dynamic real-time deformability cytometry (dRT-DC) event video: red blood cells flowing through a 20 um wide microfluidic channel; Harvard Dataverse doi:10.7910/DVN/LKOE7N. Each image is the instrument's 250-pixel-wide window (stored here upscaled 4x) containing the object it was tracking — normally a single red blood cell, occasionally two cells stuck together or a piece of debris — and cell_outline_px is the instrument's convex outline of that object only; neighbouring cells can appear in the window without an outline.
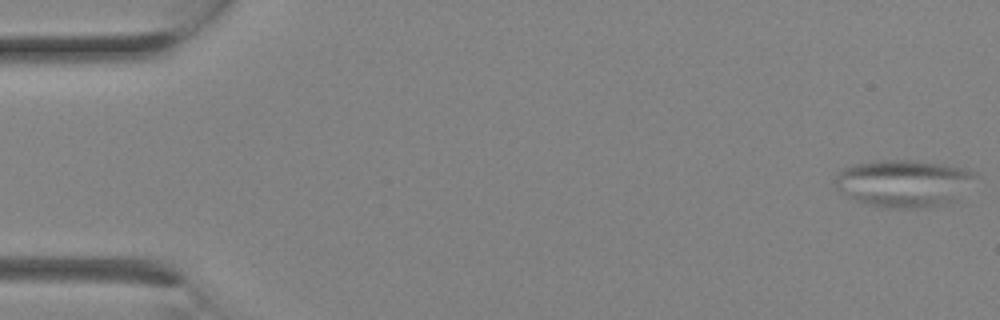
{"species": "Egyptian fruit bat (a non-hibernating species)", "species_latin": "Rousettus aegyptiacus", "temperature_condition": "room temperature", "stored_images_in_passage": 8, "camera_frame_rate_fps": 3000, "um_per_image_px": 0.085, "animal": {"sex": "female"}, "frame": {"image": 1, "passage_image": 1, "time_ms": 0.0, "image_size_px": [1000, 320], "cell_outline_px": [[980, 176], [948, 204], [932, 208], [876, 208], [864, 204], [848, 196], [836, 188], [832, 180], [844, 168], [852, 164], [880, 160], [912, 160], [944, 164], [964, 168], [976, 172]], "centroid_in_image_um": [76.81, 15.59], "position_along_channel_um": 8.2, "area_um2": 39.19}}
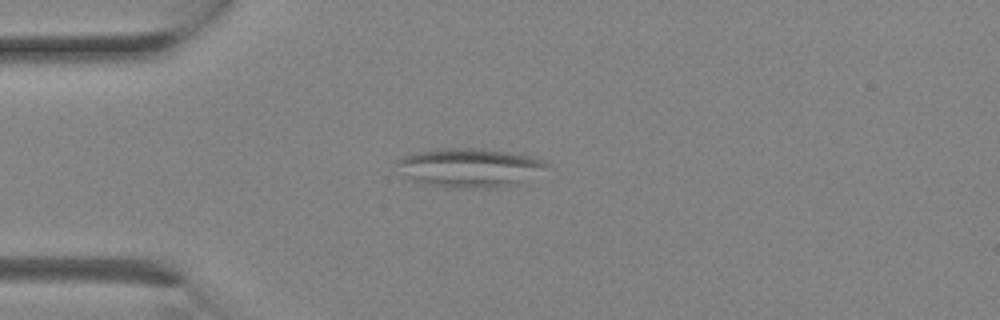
{"frame": {"image": 2, "passage_image": 7, "time_ms": 2.0, "image_size_px": [1000, 320], "cell_outline_px": [[552, 168], [516, 184], [496, 188], [452, 188], [424, 184], [412, 180], [396, 164], [396, 160], [404, 156], [416, 152], [444, 148], [476, 148], [508, 152], [528, 156], [544, 160], [552, 164]], "centroid_in_image_um": [40.0, 14.26], "position_along_channel_um": 45.0, "area_um2": 34.1}}